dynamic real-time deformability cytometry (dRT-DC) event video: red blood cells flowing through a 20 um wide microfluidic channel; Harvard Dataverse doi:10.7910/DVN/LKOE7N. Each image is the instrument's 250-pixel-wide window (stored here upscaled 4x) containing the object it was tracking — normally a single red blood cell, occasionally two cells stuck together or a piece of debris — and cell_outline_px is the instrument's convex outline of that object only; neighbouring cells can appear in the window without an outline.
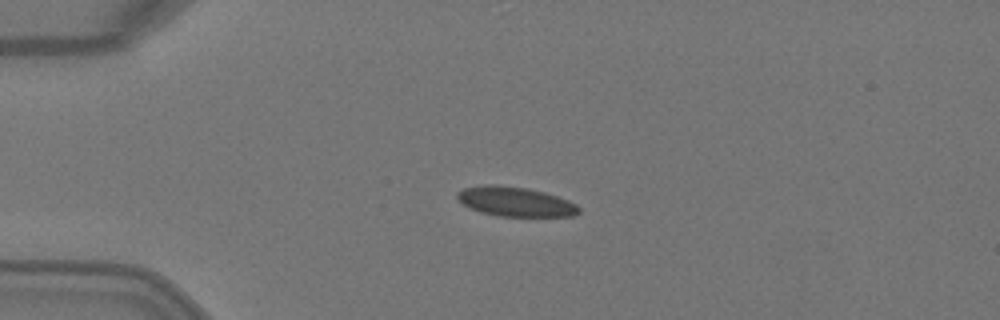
{"species": "Egyptian fruit bat (a non-hibernating species)", "species_latin": "Rousettus aegyptiacus", "temperature_condition": "warm", "stored_images_in_passage": 2, "camera_frame_rate_fps": 3000, "um_per_image_px": 0.085, "animal": {"sex": "female"}, "frame": {"image": 1, "passage_image": 1, "time_ms": 0.0, "image_size_px": [1000, 320], "cell_outline_px": [[580, 212], [572, 216], [500, 216], [468, 208], [456, 196], [456, 192], [464, 188], [488, 184], [496, 184], [524, 188], [544, 192], [568, 200], [576, 204], [580, 208]], "centroid_in_image_um": [43.8, 17.14], "position_along_channel_um": 41.2, "area_um2": 20.69}}